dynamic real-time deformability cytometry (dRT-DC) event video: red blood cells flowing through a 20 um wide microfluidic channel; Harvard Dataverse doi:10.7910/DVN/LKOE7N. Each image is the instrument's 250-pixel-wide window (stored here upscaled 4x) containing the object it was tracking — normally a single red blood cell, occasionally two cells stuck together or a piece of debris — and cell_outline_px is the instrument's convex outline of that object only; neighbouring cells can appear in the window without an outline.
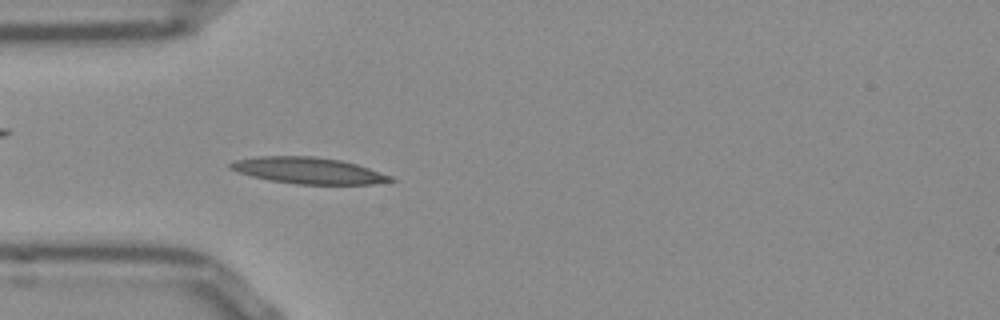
{"species": "Egyptian fruit bat (a non-hibernating species)", "species_latin": "Rousettus aegyptiacus", "temperature_condition": "room temperature", "stored_images_in_passage": 40, "camera_frame_rate_fps": 3000, "um_per_image_px": 0.085, "frame": {"image": 1, "passage_image": 3, "time_ms": 0.667, "image_size_px": [1000, 320], "cell_outline_px": [[396, 180], [372, 184], [296, 184], [268, 180], [252, 176], [228, 168], [228, 164], [232, 160], [256, 156], [312, 156], [340, 160], [356, 164], [392, 176]], "centroid_in_image_um": [26.16, 14.49], "position_along_channel_um": 58.8, "area_um2": 24.57}}
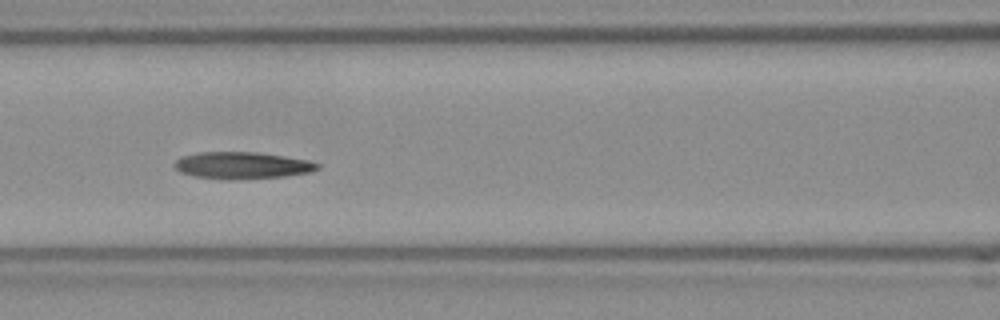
{"frame": {"image": 2, "passage_image": 10, "time_ms": 3.0, "image_size_px": [1000, 320], "cell_outline_px": [[320, 168], [312, 172], [284, 176], [236, 180], [220, 180], [196, 176], [180, 172], [172, 164], [180, 156], [196, 152], [256, 152], [284, 156], [308, 160], [320, 164]], "centroid_in_image_um": [20.56, 14.06], "position_along_channel_um": 146.0, "area_um2": 22.72}}
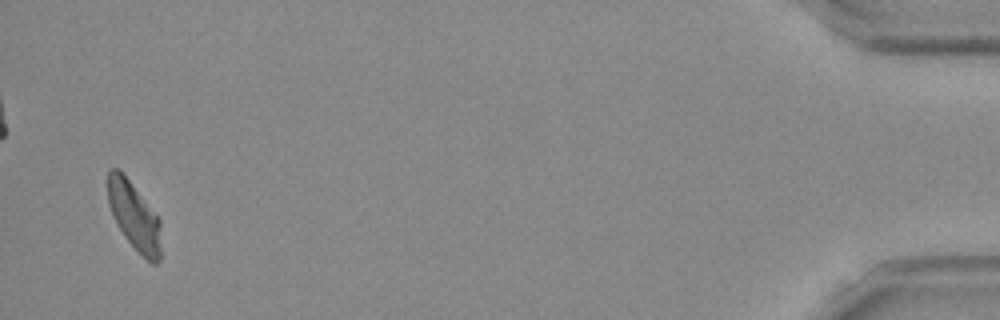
{"frame": {"image": 3, "passage_image": 39, "time_ms": 12.667, "image_size_px": [1000, 320], "cell_outline_px": [[160, 260], [156, 264], [152, 264], [124, 236], [108, 204], [108, 168], [120, 168], [160, 220]], "centroid_in_image_um": [11.4, 18.32], "position_along_channel_um": 423.8, "area_um2": 20.58}, "authors_computed_cell_mechanics": {"area_um2": 21.964, "velocity_mm_per_s": 3.8026, "shape_relaxation_time_tau1_ms": 9.2487, "shape_relaxation_time_tau2_ms": 2.7032, "deformation_change_tau1": 0.228, "deformation_change_tau2": 0.0934}}